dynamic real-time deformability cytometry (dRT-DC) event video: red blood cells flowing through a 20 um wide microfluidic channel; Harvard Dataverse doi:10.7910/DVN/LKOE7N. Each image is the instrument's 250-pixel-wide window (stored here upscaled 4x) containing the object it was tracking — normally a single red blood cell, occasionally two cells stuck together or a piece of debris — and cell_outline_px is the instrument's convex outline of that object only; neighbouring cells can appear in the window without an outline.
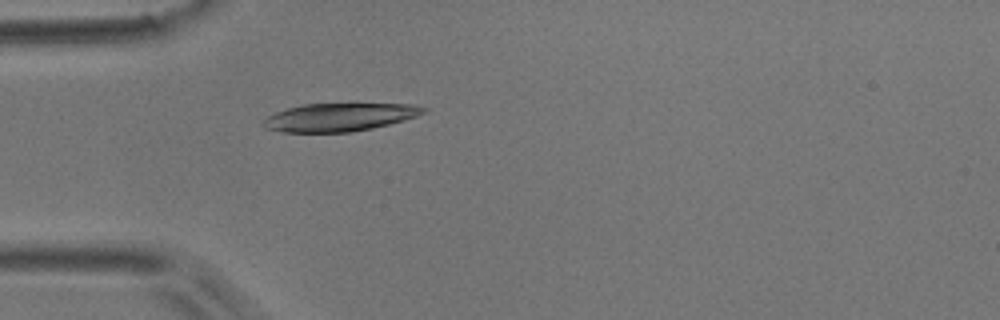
{"species": "common noctule bat (a hibernating species)", "species_latin": "Nyctalus noctula", "temperature_condition": "room temperature", "stored_images_in_passage": 54, "camera_frame_rate_fps": 3000, "um_per_image_px": 0.085, "animal": {"sex": "male", "body_mass_g": 17.9}, "frame": {"image": 1, "passage_image": 16, "time_ms": 5.0, "image_size_px": [1000, 320], "cell_outline_px": [[428, 108], [424, 112], [416, 116], [404, 120], [372, 128], [352, 132], [280, 132], [264, 128], [264, 120], [268, 116], [276, 112], [288, 108], [304, 104], [412, 104]], "centroid_in_image_um": [28.84, 9.96], "position_along_channel_um": 56.2, "area_um2": 25.95}}
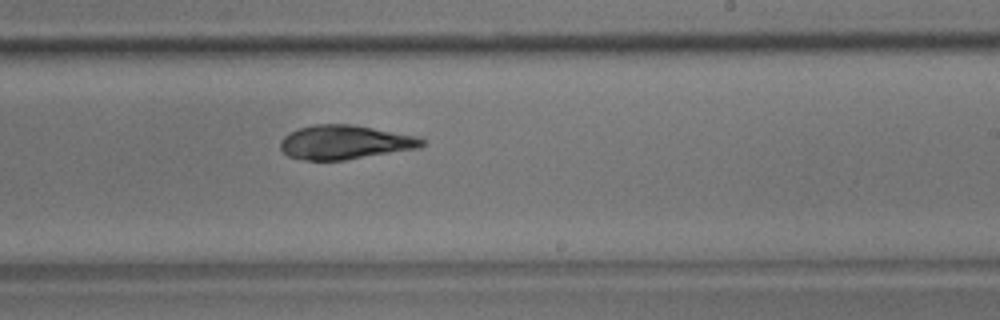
{"frame": {"image": 2, "passage_image": 33, "time_ms": 10.667, "image_size_px": [1000, 320], "cell_outline_px": [[424, 144], [420, 148], [344, 160], [304, 160], [288, 156], [280, 148], [280, 140], [288, 132], [312, 124], [352, 124], [420, 136], [424, 140]], "centroid_in_image_um": [29.32, 12.08], "position_along_channel_um": 259.7, "area_um2": 28.32}}
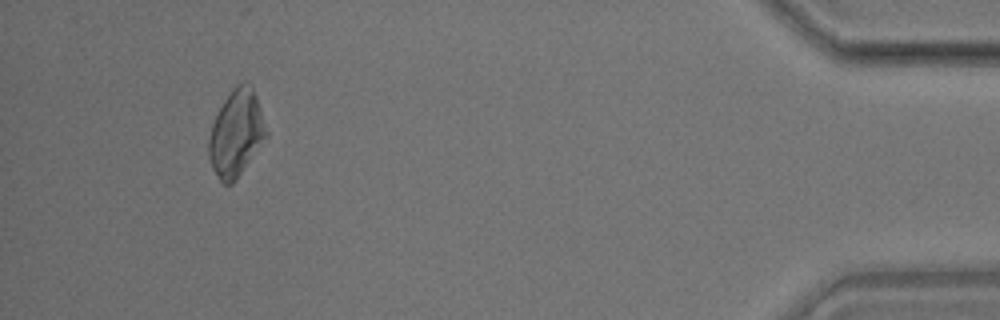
{"frame": {"image": 3, "passage_image": 51, "time_ms": 16.667, "image_size_px": [1000, 320], "cell_outline_px": [[268, 136], [236, 180], [232, 184], [224, 184], [220, 180], [212, 168], [208, 156], [208, 140], [212, 124], [224, 100], [232, 88], [236, 84], [244, 80], [252, 84], [268, 132]], "centroid_in_image_um": [20.08, 11.31], "position_along_channel_um": 415.1, "area_um2": 29.02}, "authors_computed_cell_mechanics": {"area_um2": 28.3798, "velocity_mm_per_s": 3.6839, "shape_relaxation_time_tau1_ms": 6.6121, "shape_relaxation_time_tau2_ms": 2.5198, "deformation_change_tau1": 0.2135, "deformation_change_tau2": 0.0784}}